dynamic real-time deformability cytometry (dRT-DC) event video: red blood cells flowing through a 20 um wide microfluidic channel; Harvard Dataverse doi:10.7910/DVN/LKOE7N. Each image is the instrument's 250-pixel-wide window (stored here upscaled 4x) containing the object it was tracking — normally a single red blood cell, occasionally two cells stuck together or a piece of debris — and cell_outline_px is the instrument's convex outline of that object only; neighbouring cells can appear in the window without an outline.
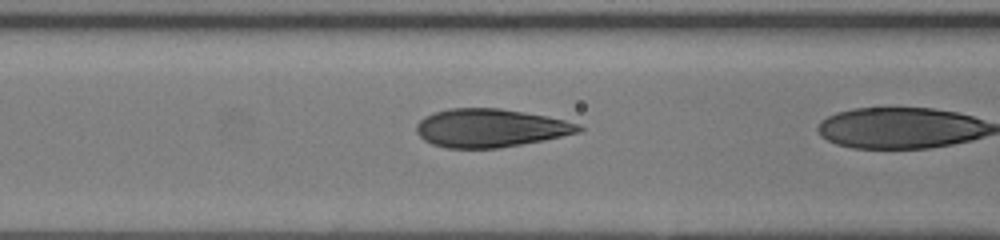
{"species": "human", "species_latin": "Homo sapiens", "temperature_condition": "room temperature", "stored_images_in_passage": 17, "camera_frame_rate_fps": 3000, "um_per_image_px": 0.085, "donor": {"sex": "female"}, "frame": {"image": 1, "passage_image": 14, "time_ms": 4.333, "image_size_px": [1000, 240], "cell_outline_px": [[584, 128], [580, 132], [544, 140], [500, 148], [444, 148], [432, 144], [424, 140], [416, 132], [416, 124], [424, 116], [432, 112], [448, 108], [500, 108], [548, 116], [580, 124]], "centroid_in_image_um": [41.66, 10.88], "position_along_channel_um": 124.9, "area_um2": 36.47}}
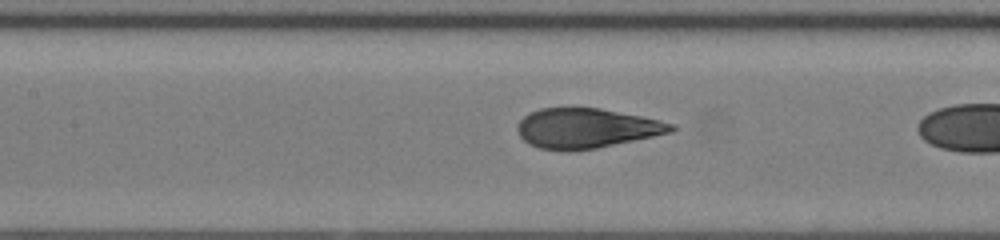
{"frame": {"image": 2, "passage_image": 16, "time_ms": 5.0, "image_size_px": [1000, 240], "cell_outline_px": [[676, 128], [672, 132], [596, 148], [568, 152], [540, 148], [528, 144], [520, 136], [516, 128], [516, 124], [528, 112], [540, 108], [600, 108], [640, 116], [676, 124]], "centroid_in_image_um": [49.79, 10.9], "position_along_channel_um": 157.6, "area_um2": 35.72}}